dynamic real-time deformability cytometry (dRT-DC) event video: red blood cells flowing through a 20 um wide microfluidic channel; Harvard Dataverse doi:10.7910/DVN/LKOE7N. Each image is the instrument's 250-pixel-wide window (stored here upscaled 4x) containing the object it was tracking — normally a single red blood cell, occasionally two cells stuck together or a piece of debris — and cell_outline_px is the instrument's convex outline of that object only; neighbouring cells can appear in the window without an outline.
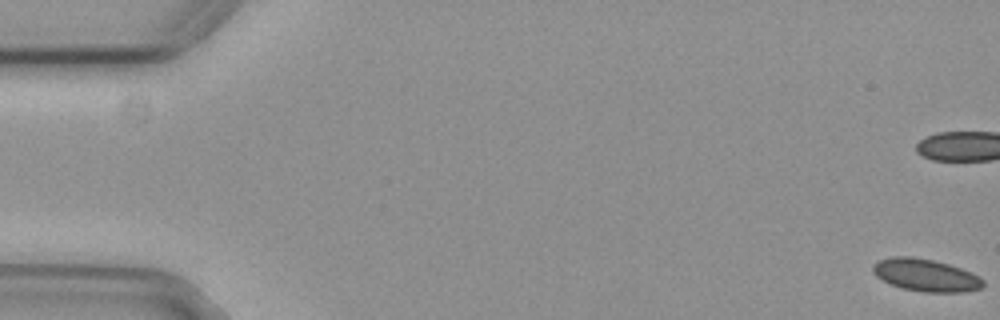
{"species": "common noctule bat (a hibernating species)", "species_latin": "Nyctalus noctula", "temperature_condition": "cold", "stored_images_in_passage": 57, "camera_frame_rate_fps": 3000, "um_per_image_px": 0.085, "animal": {"sex": "female", "body_mass_g": 29.2, "forearm_length_mm": 56.3}, "frame": {"image": 1, "passage_image": 1, "time_ms": 0.0, "image_size_px": [1000, 320], "cell_outline_px": [[984, 288], [964, 292], [924, 292], [900, 288], [876, 276], [872, 272], [872, 264], [880, 260], [892, 256], [912, 256], [932, 260], [948, 264], [972, 272], [980, 276], [984, 280]], "centroid_in_image_um": [78.71, 23.39], "position_along_channel_um": 6.3, "area_um2": 20.98}, "authors_computed_cell_mechanics": {"area_um2": 20.6924, "velocity_mm_per_s": 3.716, "shape_relaxation_time_tau1_ms": 3.5625, "shape_relaxation_time_tau2_ms": 4.6053, "deformation_change_tau1": 0.0795, "deformation_change_tau2": 0.068}}